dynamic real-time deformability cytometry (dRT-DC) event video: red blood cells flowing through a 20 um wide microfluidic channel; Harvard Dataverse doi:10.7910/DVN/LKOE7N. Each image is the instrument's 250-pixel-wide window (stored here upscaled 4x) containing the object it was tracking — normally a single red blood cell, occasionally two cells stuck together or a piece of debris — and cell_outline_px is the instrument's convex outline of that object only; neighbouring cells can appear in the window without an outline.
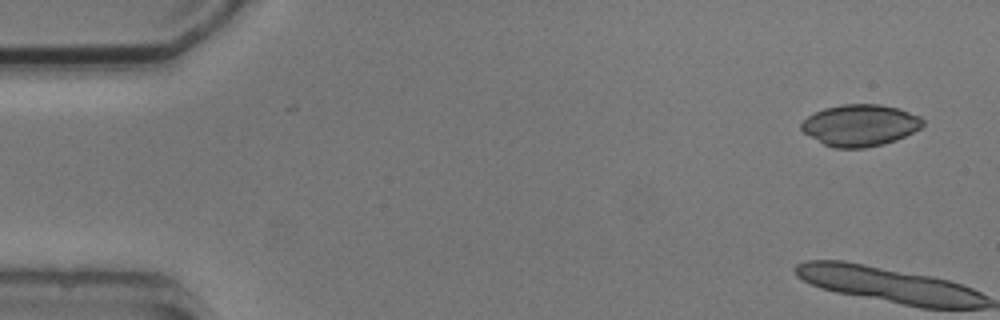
{"species": "common noctule bat (a hibernating species)", "species_latin": "Nyctalus noctula", "temperature_condition": "cold", "stored_images_in_passage": 3, "camera_frame_rate_fps": 3000, "um_per_image_px": 0.085, "animal": {"sex": "male", "body_mass_g": 20.5, "forearm_length_mm": 52.5}, "frame": {"image": 1, "passage_image": 1, "time_ms": 0.0, "image_size_px": [1000, 320], "cell_outline_px": [[924, 124], [920, 128], [896, 140], [884, 144], [864, 148], [832, 148], [824, 144], [804, 132], [800, 128], [800, 124], [808, 116], [824, 108], [844, 104], [880, 104], [900, 108], [920, 116], [924, 120]], "centroid_in_image_um": [73.13, 10.64], "position_along_channel_um": 11.9, "area_um2": 29.48}}